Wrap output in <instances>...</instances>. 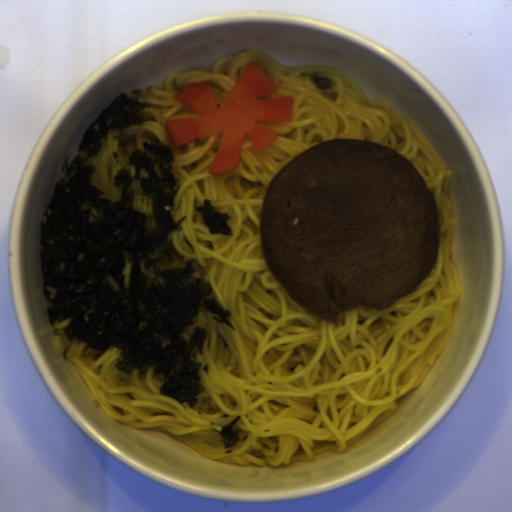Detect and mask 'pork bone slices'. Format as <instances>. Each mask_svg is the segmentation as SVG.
Segmentation results:
<instances>
[{"mask_svg":"<svg viewBox=\"0 0 512 512\" xmlns=\"http://www.w3.org/2000/svg\"><path fill=\"white\" fill-rule=\"evenodd\" d=\"M435 198L403 154L338 138L279 168L261 203L259 242L292 300L333 325L360 306L388 308L437 263Z\"/></svg>","mask_w":512,"mask_h":512,"instance_id":"d1f655de","label":"pork bone slices"}]
</instances>
